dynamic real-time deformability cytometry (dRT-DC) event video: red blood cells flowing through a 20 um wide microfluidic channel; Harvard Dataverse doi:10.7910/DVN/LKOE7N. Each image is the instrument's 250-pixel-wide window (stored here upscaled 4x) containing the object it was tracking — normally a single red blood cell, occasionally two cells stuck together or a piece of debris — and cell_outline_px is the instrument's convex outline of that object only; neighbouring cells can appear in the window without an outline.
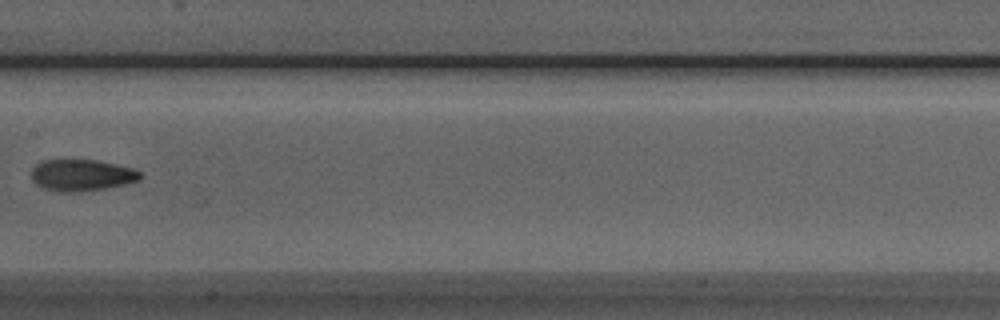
{"species": "Egyptian fruit bat (a non-hibernating species)", "species_latin": "Rousettus aegyptiacus", "temperature_condition": "room temperature", "stored_images_in_passage": 7, "camera_frame_rate_fps": 3000, "um_per_image_px": 0.085, "animal": {"sex": "male"}, "frame": {"image": 1, "passage_image": 7, "time_ms": 8.0, "image_size_px": [1000, 320], "cell_outline_px": [[144, 176], [140, 180], [124, 184], [104, 188], [76, 192], [60, 192], [44, 188], [36, 184], [32, 180], [32, 168], [36, 164], [44, 160], [96, 160], [116, 164], [132, 168], [140, 172]], "centroid_in_image_um": [6.95, 14.89], "position_along_channel_um": 200.5, "area_um2": 19.94}}